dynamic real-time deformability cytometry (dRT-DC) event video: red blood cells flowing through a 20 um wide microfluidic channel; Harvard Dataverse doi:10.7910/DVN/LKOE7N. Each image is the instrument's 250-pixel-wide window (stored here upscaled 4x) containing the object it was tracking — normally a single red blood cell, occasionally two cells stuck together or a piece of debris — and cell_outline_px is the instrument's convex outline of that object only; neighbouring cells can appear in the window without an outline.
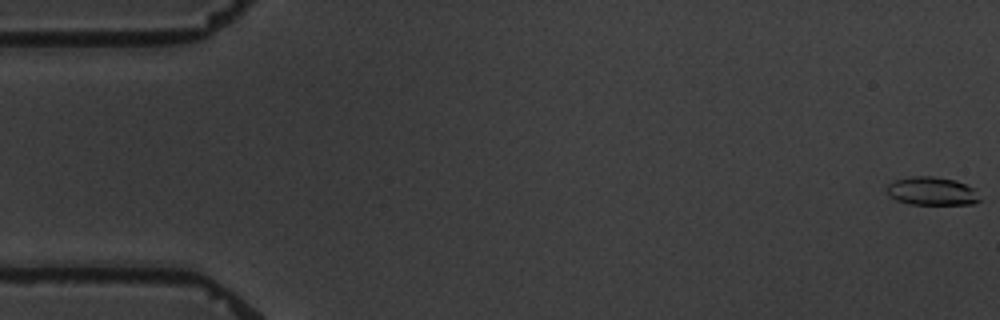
{"species": "common noctule bat (a hibernating species)", "species_latin": "Nyctalus noctula", "temperature_condition": "warm", "stored_images_in_passage": 9, "camera_frame_rate_fps": 3000, "um_per_image_px": 0.085, "animal": {"sex": "male", "body_mass_g": 19.5, "forearm_length_mm": 54.6}, "frame": {"image": 1, "passage_image": 1, "time_ms": 0.0, "image_size_px": [1000, 320], "cell_outline_px": [[980, 200], [972, 204], [912, 204], [896, 200], [888, 196], [888, 184], [896, 180], [912, 176], [932, 176], [956, 180], [976, 188]], "centroid_in_image_um": [79.24, 16.24], "position_along_channel_um": 5.8, "area_um2": 15.32}}
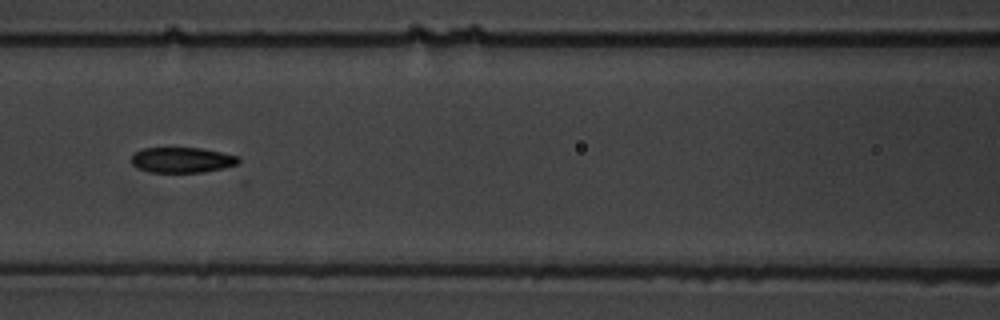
{"frame": {"image": 2, "passage_image": 7, "time_ms": 8.333, "image_size_px": [1000, 320], "cell_outline_px": [[240, 164], [236, 168], [204, 172], [152, 172], [136, 168], [132, 164], [132, 156], [136, 152], [144, 148], [200, 148], [240, 156]], "centroid_in_image_um": [15.6, 13.62], "position_along_channel_um": 151.0, "area_um2": 16.24}}
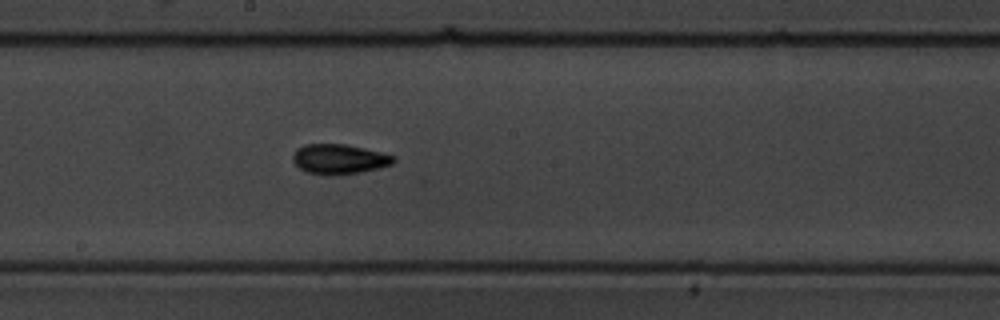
{"frame": {"image": 3, "passage_image": 9, "time_ms": 10.333, "image_size_px": [1000, 320], "cell_outline_px": [[396, 160], [392, 164], [380, 168], [360, 172], [332, 176], [328, 176], [308, 172], [300, 168], [292, 160], [292, 156], [296, 148], [304, 144], [344, 144], [364, 148], [396, 156]], "centroid_in_image_um": [28.83, 13.53], "position_along_channel_um": 219.4, "area_um2": 17.69}}